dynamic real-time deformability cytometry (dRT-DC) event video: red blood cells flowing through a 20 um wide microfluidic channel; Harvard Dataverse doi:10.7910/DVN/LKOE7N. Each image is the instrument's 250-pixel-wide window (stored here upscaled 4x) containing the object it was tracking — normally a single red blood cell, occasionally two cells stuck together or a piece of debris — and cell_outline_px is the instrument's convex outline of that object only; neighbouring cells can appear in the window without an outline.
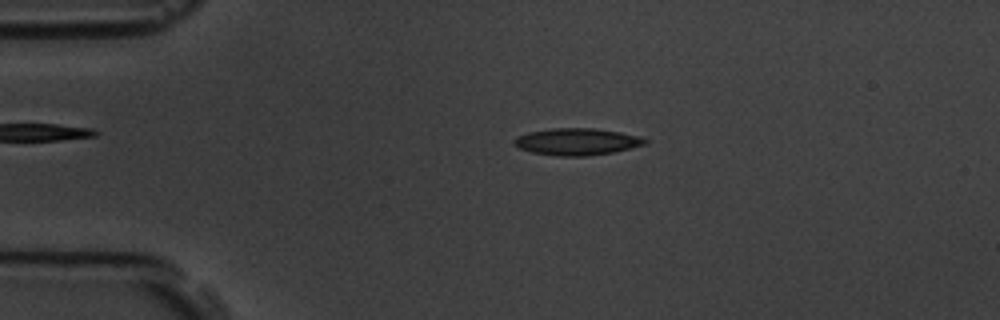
{"species": "common noctule bat (a hibernating species)", "species_latin": "Nyctalus noctula", "temperature_condition": "room temperature", "stored_images_in_passage": 5, "camera_frame_rate_fps": 3000, "um_per_image_px": 0.085, "animal": {"sex": "male", "body_mass_g": 19.5, "forearm_length_mm": 54.6}, "frame": {"image": 1, "passage_image": 4, "time_ms": 3.667, "image_size_px": [1000, 320], "cell_outline_px": [[648, 144], [612, 152], [584, 156], [560, 156], [532, 152], [516, 148], [512, 140], [516, 136], [528, 132], [552, 128], [596, 128], [620, 132], [636, 136], [648, 140]], "centroid_in_image_um": [48.99, 12.04], "position_along_channel_um": 36.0, "area_um2": 20.52}}